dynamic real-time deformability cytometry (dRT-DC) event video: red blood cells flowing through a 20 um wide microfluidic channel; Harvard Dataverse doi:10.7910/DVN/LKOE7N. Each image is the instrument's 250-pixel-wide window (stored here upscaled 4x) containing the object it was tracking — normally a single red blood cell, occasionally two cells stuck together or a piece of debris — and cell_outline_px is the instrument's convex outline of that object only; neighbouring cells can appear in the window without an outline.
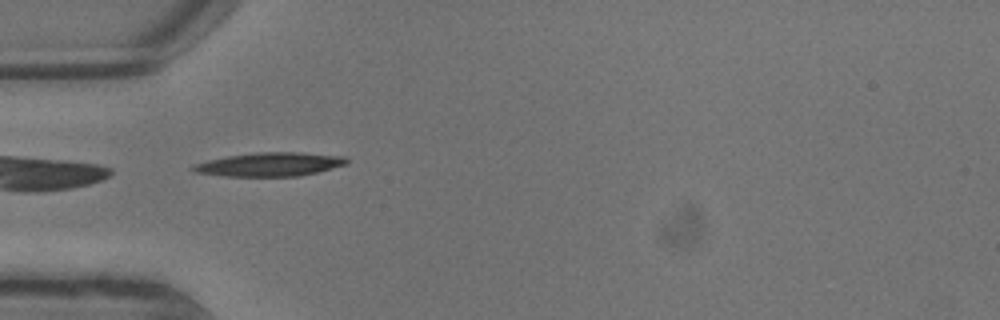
{"species": "common noctule bat (a hibernating species)", "species_latin": "Nyctalus noctula", "temperature_condition": "warm", "stored_images_in_passage": 7, "camera_frame_rate_fps": 3000, "um_per_image_px": 0.085, "animal": {"sex": "male", "body_mass_g": 13.3}, "frame": {"image": 1, "passage_image": 6, "time_ms": 1.667, "image_size_px": [1000, 320], "cell_outline_px": [[348, 164], [300, 176], [224, 176], [192, 172], [188, 168], [192, 164], [208, 160], [228, 156], [256, 152], [300, 152], [344, 156], [348, 160]], "centroid_in_image_um": [22.88, 13.97], "position_along_channel_um": 62.1, "area_um2": 21.39}}
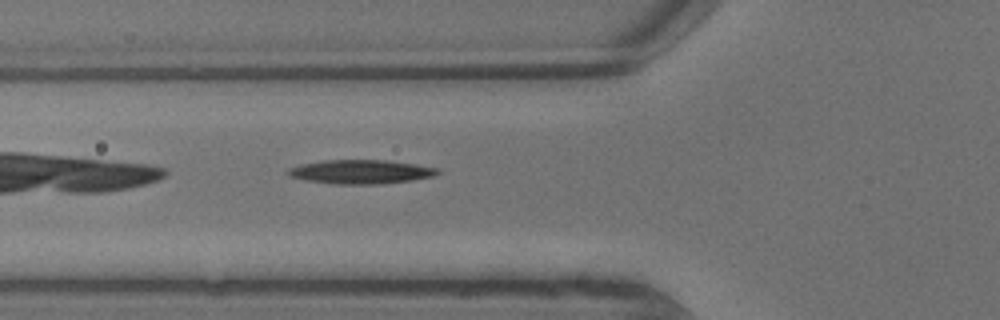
{"frame": {"image": 2, "passage_image": 7, "time_ms": 2.0, "image_size_px": [1000, 320], "cell_outline_px": [[440, 172], [432, 176], [412, 180], [384, 184], [336, 184], [304, 180], [288, 176], [284, 172], [288, 168], [300, 164], [324, 160], [388, 160], [416, 164], [440, 168]], "centroid_in_image_um": [30.63, 14.6], "position_along_channel_um": 95.2, "area_um2": 21.15}}